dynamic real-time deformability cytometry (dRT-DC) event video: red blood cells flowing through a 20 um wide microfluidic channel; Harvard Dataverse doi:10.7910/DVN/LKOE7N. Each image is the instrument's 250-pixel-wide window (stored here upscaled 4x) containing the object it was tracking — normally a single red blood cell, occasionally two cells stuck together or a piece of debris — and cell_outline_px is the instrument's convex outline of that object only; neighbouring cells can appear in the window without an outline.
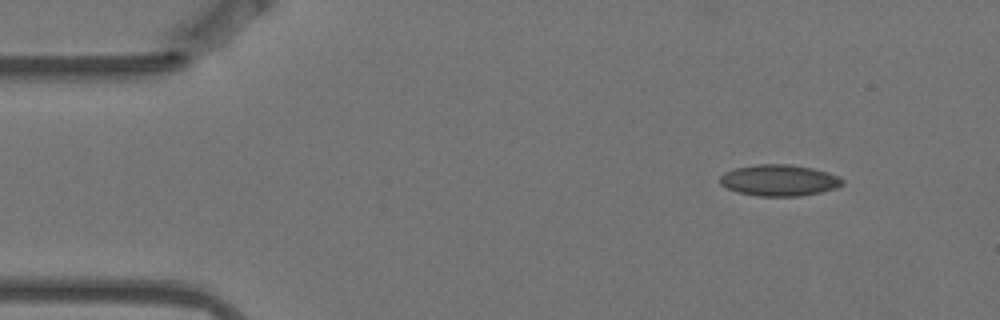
{"species": "Egyptian fruit bat (a non-hibernating species)", "species_latin": "Rousettus aegyptiacus", "temperature_condition": "warm", "stored_images_in_passage": 6, "camera_frame_rate_fps": 3000, "um_per_image_px": 0.085, "animal": {"sex": "female"}, "frame": {"image": 1, "passage_image": 2, "time_ms": 0.333, "image_size_px": [1000, 320], "cell_outline_px": [[844, 184], [836, 188], [820, 192], [800, 196], [760, 196], [736, 192], [720, 184], [720, 176], [724, 172], [736, 168], [756, 164], [788, 164], [812, 168], [840, 176], [844, 180]], "centroid_in_image_um": [66.24, 15.32], "position_along_channel_um": 18.8, "area_um2": 22.37}}
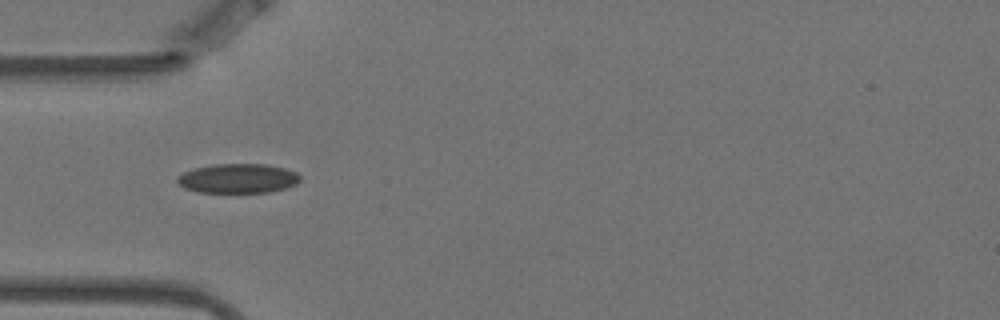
{"frame": {"image": 2, "passage_image": 5, "time_ms": 1.333, "image_size_px": [1000, 320], "cell_outline_px": [[300, 180], [296, 184], [284, 188], [268, 192], [196, 192], [184, 188], [176, 180], [176, 176], [184, 172], [196, 168], [212, 164], [268, 164], [284, 168], [296, 172], [300, 176]], "centroid_in_image_um": [20.21, 15.16], "position_along_channel_um": 64.8, "area_um2": 21.04}}
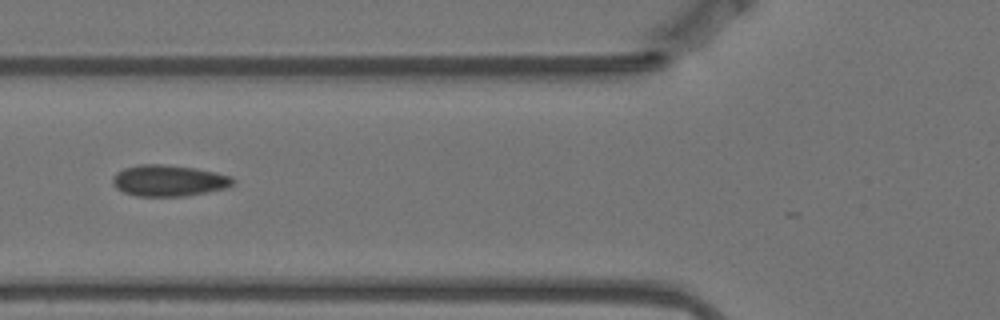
{"frame": {"image": 3, "passage_image": 6, "time_ms": 1.667, "image_size_px": [1000, 320], "cell_outline_px": [[236, 180], [228, 188], [208, 192], [184, 196], [136, 196], [124, 192], [116, 188], [112, 184], [112, 176], [116, 172], [124, 168], [136, 164], [164, 164], [196, 168], [216, 172], [232, 176]], "centroid_in_image_um": [14.34, 15.34], "position_along_channel_um": 111.5, "area_um2": 22.25}}